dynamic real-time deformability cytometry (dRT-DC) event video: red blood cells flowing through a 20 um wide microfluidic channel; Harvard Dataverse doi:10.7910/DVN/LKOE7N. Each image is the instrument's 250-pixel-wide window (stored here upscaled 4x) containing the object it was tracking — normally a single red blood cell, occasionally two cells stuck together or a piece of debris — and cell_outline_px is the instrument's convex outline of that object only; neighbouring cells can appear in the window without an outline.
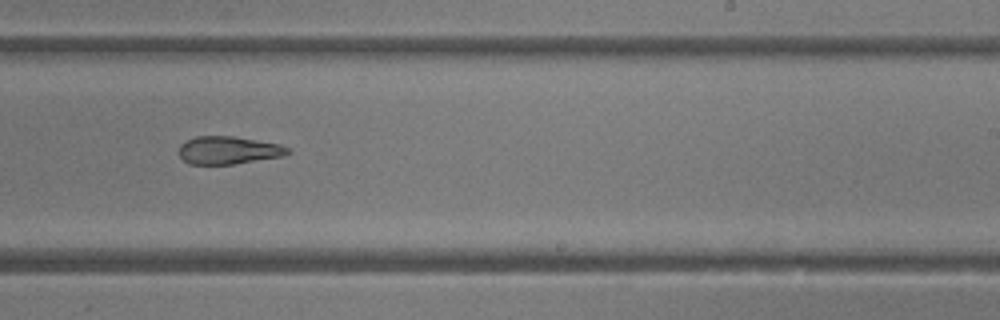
{"species": "common noctule bat (a hibernating species)", "species_latin": "Nyctalus noctula", "temperature_condition": "room temperature", "stored_images_in_passage": 35, "camera_frame_rate_fps": 3000, "um_per_image_px": 0.085, "animal": {"sex": "female"}, "frame": {"image": 1, "passage_image": 16, "time_ms": 5.0, "image_size_px": [1000, 320], "cell_outline_px": [[292, 152], [284, 156], [232, 164], [188, 164], [180, 156], [180, 144], [196, 136], [232, 136], [280, 144], [288, 148]], "centroid_in_image_um": [19.43, 12.77], "position_along_channel_um": 269.6, "area_um2": 17.51}, "authors_computed_cell_mechanics": {"area_um2": 18.9584, "velocity_mm_per_s": 4.2265, "shape_relaxation_time_tau1_ms": null, "shape_relaxation_time_tau2_ms": 2.9376, "deformation_change_tau1": null, "deformation_change_tau2": 0.1275}}